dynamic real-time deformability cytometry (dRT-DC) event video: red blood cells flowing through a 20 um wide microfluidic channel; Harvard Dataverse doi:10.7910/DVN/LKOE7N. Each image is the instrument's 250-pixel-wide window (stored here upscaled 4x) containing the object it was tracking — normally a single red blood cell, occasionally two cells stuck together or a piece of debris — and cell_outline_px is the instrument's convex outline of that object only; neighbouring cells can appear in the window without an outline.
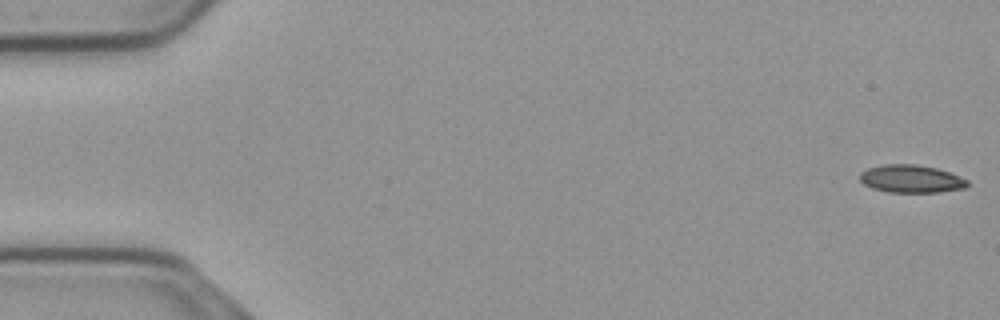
{"species": "common noctule bat (a hibernating species)", "species_latin": "Nyctalus noctula", "temperature_condition": "cold", "stored_images_in_passage": 55, "camera_frame_rate_fps": 3000, "um_per_image_px": 0.085, "animal": {"sex": "male", "body_mass_g": 23.1, "forearm_length_mm": 52.7}, "frame": {"image": 1, "passage_image": 1, "time_ms": 0.0, "image_size_px": [1000, 320], "cell_outline_px": [[968, 184], [964, 188], [940, 192], [888, 192], [872, 188], [864, 184], [860, 180], [860, 172], [868, 168], [884, 164], [916, 164], [936, 168], [960, 176], [968, 180]], "centroid_in_image_um": [77.44, 15.2], "position_along_channel_um": 7.6, "area_um2": 17.4}}
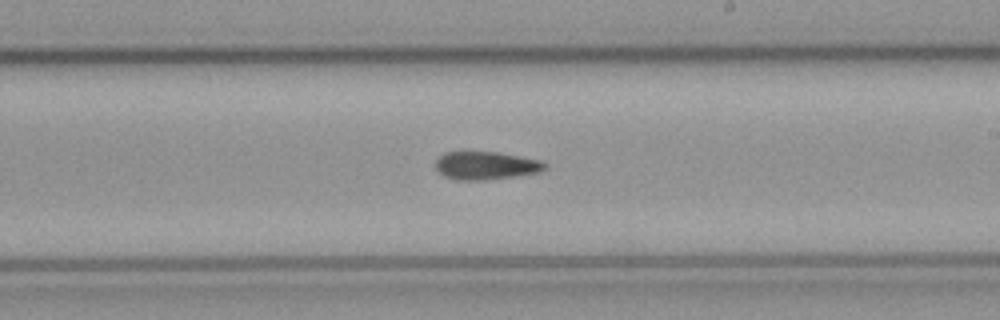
{"frame": {"image": 2, "passage_image": 32, "time_ms": 10.333, "image_size_px": [1000, 320], "cell_outline_px": [[548, 164], [540, 172], [484, 180], [456, 180], [444, 176], [436, 168], [436, 160], [444, 152], [496, 152], [540, 160]], "centroid_in_image_um": [41.28, 14.07], "position_along_channel_um": 247.7, "area_um2": 17.63}}
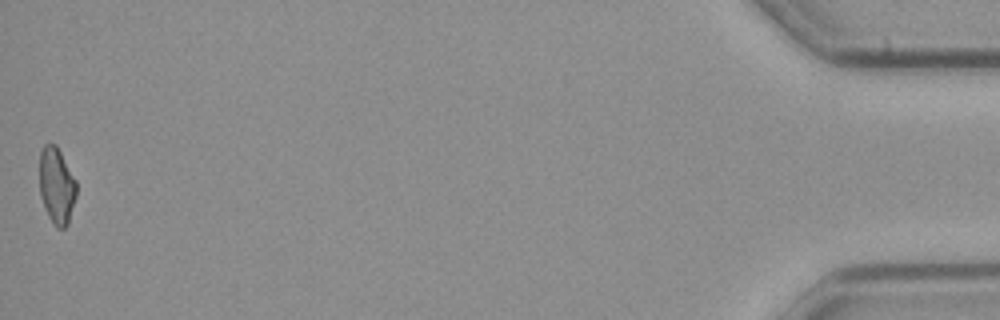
{"frame": {"image": 3, "passage_image": 55, "time_ms": 18.0, "image_size_px": [1000, 320], "cell_outline_px": [[76, 196], [68, 224], [64, 228], [56, 228], [48, 216], [40, 196], [40, 152], [44, 144], [56, 144], [76, 180]], "centroid_in_image_um": [4.81, 15.79], "position_along_channel_um": 430.4, "area_um2": 16.42}, "authors_computed_cell_mechanics": {"area_um2": 17.918, "velocity_mm_per_s": 3.736, "shape_relaxation_time_tau1_ms": null, "shape_relaxation_time_tau2_ms": 8.1502, "deformation_change_tau1": null, "deformation_change_tau2": 0.1756}}